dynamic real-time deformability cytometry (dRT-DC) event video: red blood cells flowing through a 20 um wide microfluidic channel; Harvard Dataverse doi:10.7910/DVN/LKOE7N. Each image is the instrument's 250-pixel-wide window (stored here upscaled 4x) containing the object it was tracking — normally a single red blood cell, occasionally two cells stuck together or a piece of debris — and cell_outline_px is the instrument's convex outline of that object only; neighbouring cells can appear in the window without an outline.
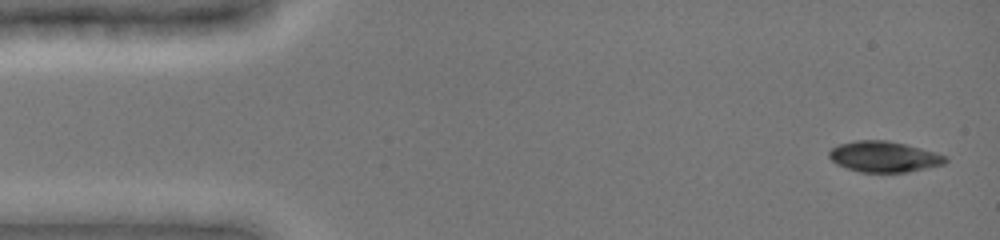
{"species": "common noctule bat (a hibernating species)", "species_latin": "Nyctalus noctula", "temperature_condition": "cold", "stored_images_in_passage": 68, "camera_frame_rate_fps": 3000, "um_per_image_px": 0.085, "animal": {"sex": "female", "body_mass_g": 19.0, "forearm_length_mm": 51.5}, "frame": {"image": 1, "passage_image": 2, "time_ms": 0.333, "image_size_px": [1000, 240], "cell_outline_px": [[948, 160], [944, 164], [928, 168], [904, 172], [860, 172], [836, 164], [828, 156], [828, 152], [832, 148], [840, 144], [856, 140], [888, 140], [936, 152], [948, 156]], "centroid_in_image_um": [75.16, 13.32], "position_along_channel_um": 9.8, "area_um2": 20.87}}
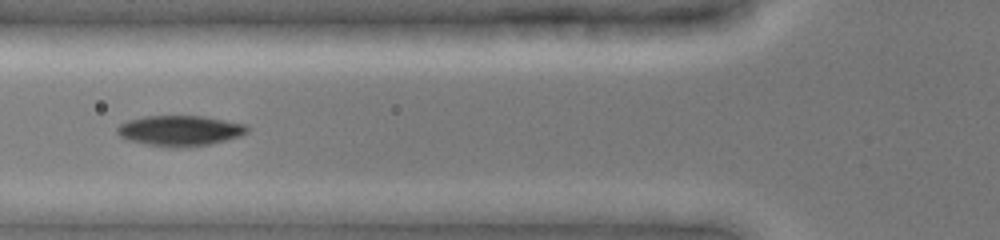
{"frame": {"image": 2, "passage_image": 24, "time_ms": 5.667, "image_size_px": [1000, 240], "cell_outline_px": [[252, 128], [248, 132], [240, 136], [208, 144], [184, 148], [172, 148], [148, 144], [128, 140], [120, 136], [116, 132], [116, 128], [120, 124], [128, 120], [144, 116], [204, 116], [248, 124]], "centroid_in_image_um": [15.33, 11.1], "position_along_channel_um": 110.5, "area_um2": 23.29}}
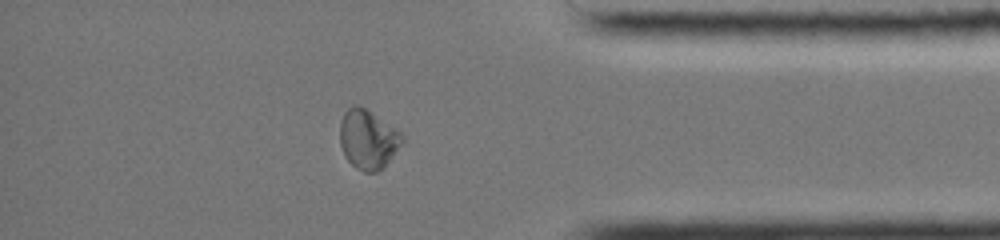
{"frame": {"image": 3, "passage_image": 55, "time_ms": 13.333, "image_size_px": [1000, 240], "cell_outline_px": [[404, 140], [388, 160], [376, 172], [364, 172], [356, 168], [344, 156], [340, 144], [340, 120], [344, 112], [352, 104], [360, 104], [396, 128], [404, 136]], "centroid_in_image_um": [31.24, 11.79], "position_along_channel_um": 404.0, "area_um2": 21.44}, "authors_computed_cell_mechanics": {"area_um2": 21.7906, "velocity_mm_per_s": 3.9776, "shape_relaxation_time_tau1_ms": 6.6777, "shape_relaxation_time_tau2_ms": null, "deformation_change_tau1": 0.1652, "deformation_change_tau2": null}}